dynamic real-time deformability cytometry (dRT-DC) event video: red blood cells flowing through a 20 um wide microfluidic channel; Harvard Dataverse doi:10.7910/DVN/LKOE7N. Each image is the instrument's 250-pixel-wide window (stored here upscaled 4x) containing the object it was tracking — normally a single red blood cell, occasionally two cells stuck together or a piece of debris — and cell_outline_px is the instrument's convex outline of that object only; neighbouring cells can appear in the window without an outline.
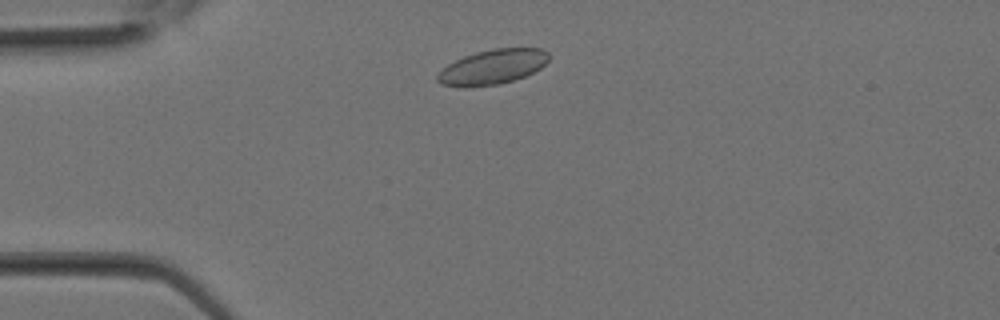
{"species": "Egyptian fruit bat (a non-hibernating species)", "species_latin": "Rousettus aegyptiacus", "temperature_condition": "room temperature", "stored_images_in_passage": 14, "camera_frame_rate_fps": 3000, "um_per_image_px": 0.085, "animal": {"sex": "female"}, "frame": {"image": 1, "passage_image": 3, "time_ms": 0.667, "image_size_px": [1000, 320], "cell_outline_px": [[552, 56], [540, 68], [524, 76], [500, 84], [468, 88], [464, 88], [440, 84], [436, 80], [436, 76], [448, 64], [464, 56], [476, 52], [492, 48], [544, 48]], "centroid_in_image_um": [41.87, 5.69], "position_along_channel_um": 43.1, "area_um2": 22.77}}
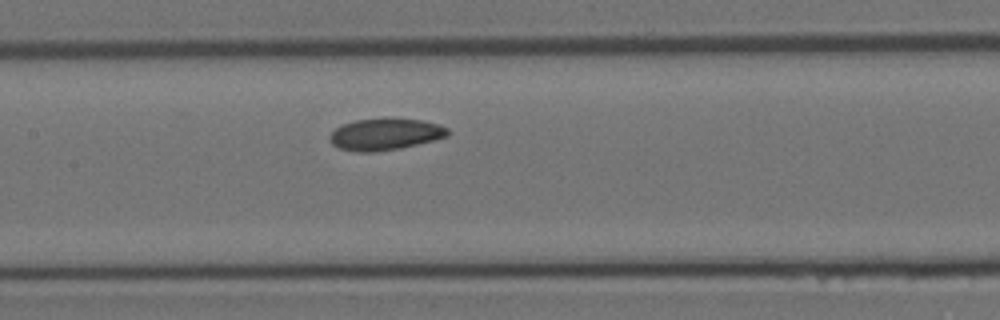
{"frame": {"image": 2, "passage_image": 10, "time_ms": 3.0, "image_size_px": [1000, 320], "cell_outline_px": [[448, 136], [400, 148], [372, 152], [360, 152], [340, 148], [332, 144], [328, 136], [336, 128], [344, 124], [356, 120], [384, 116], [420, 120], [440, 124], [448, 128]], "centroid_in_image_um": [32.74, 11.38], "position_along_channel_um": 174.7, "area_um2": 21.96}}
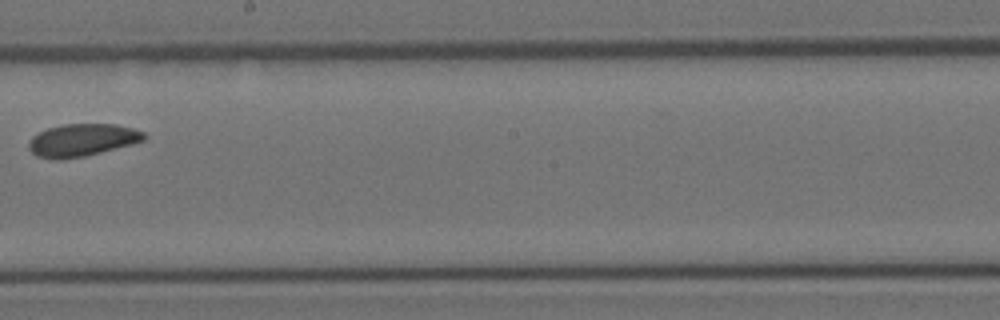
{"frame": {"image": 3, "passage_image": 13, "time_ms": 4.0, "image_size_px": [1000, 320], "cell_outline_px": [[148, 136], [144, 140], [132, 144], [84, 156], [60, 160], [52, 160], [36, 156], [28, 148], [28, 144], [32, 136], [48, 128], [60, 124], [116, 124], [132, 128], [144, 132]], "centroid_in_image_um": [6.96, 11.91], "position_along_channel_um": 241.2, "area_um2": 21.91}}